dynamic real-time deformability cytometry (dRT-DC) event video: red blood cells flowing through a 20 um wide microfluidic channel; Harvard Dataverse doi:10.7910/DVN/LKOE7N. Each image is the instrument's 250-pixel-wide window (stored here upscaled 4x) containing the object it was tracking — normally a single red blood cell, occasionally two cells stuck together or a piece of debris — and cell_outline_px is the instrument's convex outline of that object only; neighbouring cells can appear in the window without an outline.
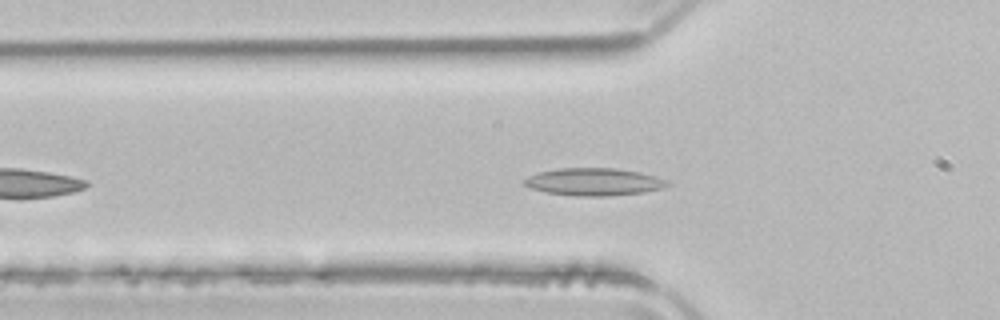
{"species": "common noctule bat (a hibernating species)", "species_latin": "Nyctalus noctula", "temperature_condition": "room temperature", "stored_images_in_passage": 33, "camera_frame_rate_fps": 3000, "um_per_image_px": 0.085, "animal": {"sex": "male", "body_mass_g": 21.5, "forearm_length_mm": 52.0}, "frame": {"image": 1, "passage_image": 9, "time_ms": 2.667, "image_size_px": [1000, 320], "cell_outline_px": [[668, 184], [664, 188], [644, 192], [608, 196], [576, 196], [544, 192], [532, 188], [524, 184], [524, 180], [528, 176], [540, 172], [560, 168], [616, 168], [640, 172], [668, 180]], "centroid_in_image_um": [50.5, 15.46], "position_along_channel_um": 75.3, "area_um2": 22.83}}
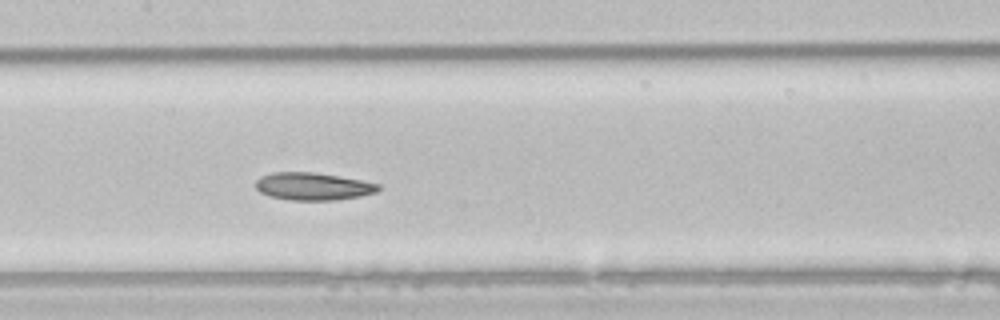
{"frame": {"image": 2, "passage_image": 17, "time_ms": 5.333, "image_size_px": [1000, 320], "cell_outline_px": [[380, 188], [376, 192], [360, 196], [336, 200], [288, 200], [268, 196], [260, 192], [256, 188], [256, 180], [260, 176], [272, 172], [312, 172], [360, 180], [380, 184]], "centroid_in_image_um": [26.56, 15.85], "position_along_channel_um": 180.8, "area_um2": 19.65}}
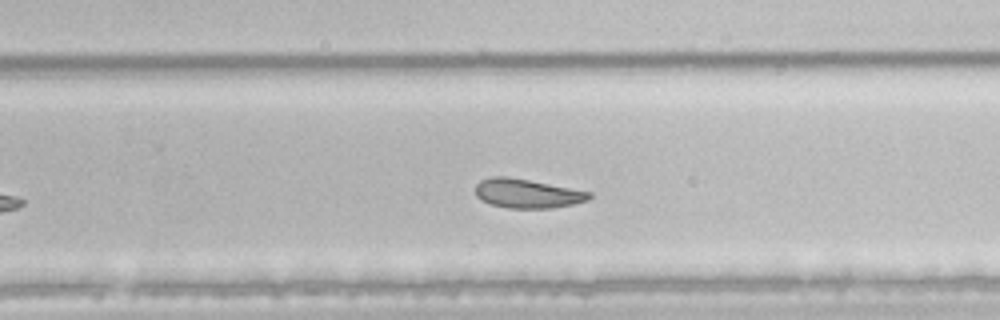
{"frame": {"image": 3, "passage_image": 25, "time_ms": 8.0, "image_size_px": [1000, 320], "cell_outline_px": [[592, 196], [588, 200], [572, 204], [552, 208], [508, 208], [492, 204], [480, 200], [476, 196], [476, 184], [480, 180], [492, 176], [508, 176], [592, 192]], "centroid_in_image_um": [44.8, 16.44], "position_along_channel_um": 285.0, "area_um2": 19.31}, "authors_computed_cell_mechanics": {"area_um2": 19.5942, "velocity_mm_per_s": 3.9283, "shape_relaxation_time_tau1_ms": null, "shape_relaxation_time_tau2_ms": 7.5203, "deformation_change_tau1": null, "deformation_change_tau2": 0.1503}}